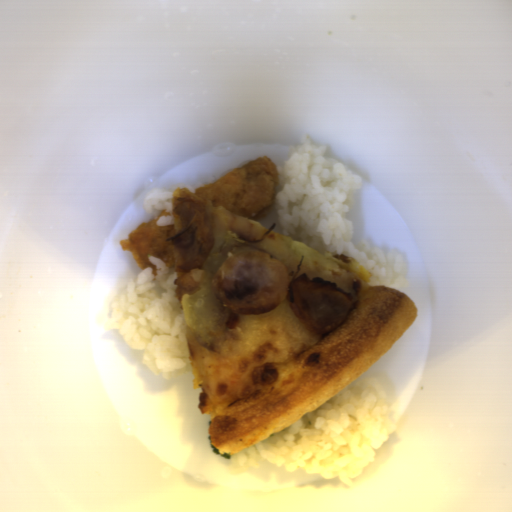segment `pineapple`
I'll use <instances>...</instances> for the list:
<instances>
[{"instance_id": "pineapple-1", "label": "pineapple", "mask_w": 512, "mask_h": 512, "mask_svg": "<svg viewBox=\"0 0 512 512\" xmlns=\"http://www.w3.org/2000/svg\"><path fill=\"white\" fill-rule=\"evenodd\" d=\"M355 274L361 277L363 280H365L367 283L369 282L371 278V274L369 271L363 267L361 264H357L355 267Z\"/></svg>"}]
</instances>
